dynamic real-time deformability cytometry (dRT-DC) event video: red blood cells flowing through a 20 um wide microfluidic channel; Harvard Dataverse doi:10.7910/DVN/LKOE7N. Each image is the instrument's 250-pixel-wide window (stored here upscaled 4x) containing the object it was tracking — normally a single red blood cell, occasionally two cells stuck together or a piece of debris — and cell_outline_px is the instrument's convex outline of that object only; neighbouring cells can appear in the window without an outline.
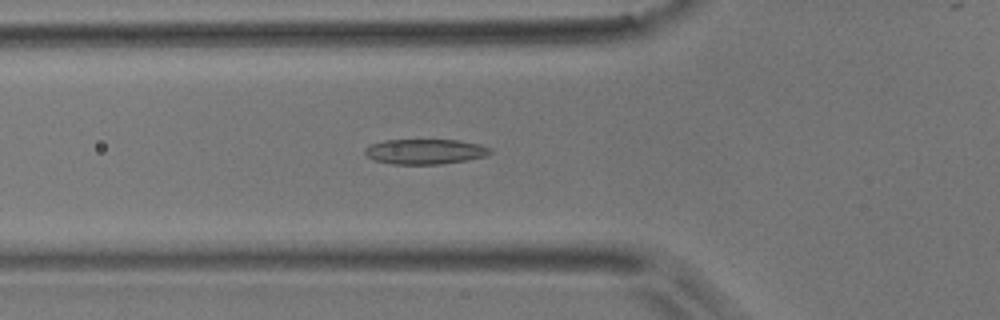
{"species": "common noctule bat (a hibernating species)", "species_latin": "Nyctalus noctula", "temperature_condition": "room temperature", "stored_images_in_passage": 46, "camera_frame_rate_fps": 3000, "um_per_image_px": 0.085, "animal": {"sex": "male", "body_mass_g": 17.9}, "frame": {"image": 1, "passage_image": 14, "time_ms": 4.333, "image_size_px": [1000, 320], "cell_outline_px": [[492, 152], [488, 156], [468, 160], [440, 164], [392, 164], [376, 160], [368, 156], [364, 152], [364, 148], [372, 144], [384, 140], [460, 140], [480, 144], [492, 148]], "centroid_in_image_um": [36.2, 12.88], "position_along_channel_um": 89.6, "area_um2": 18.44}}
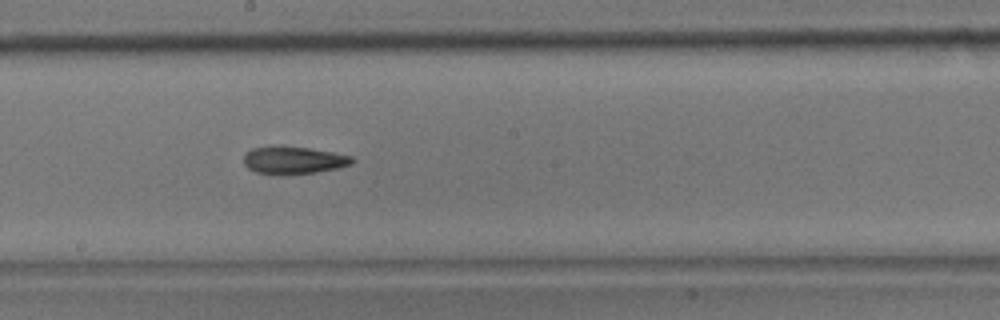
{"frame": {"image": 2, "passage_image": 24, "time_ms": 7.667, "image_size_px": [1000, 320], "cell_outline_px": [[356, 160], [352, 164], [336, 168], [316, 172], [280, 176], [256, 172], [248, 168], [244, 164], [244, 156], [252, 148], [308, 148], [332, 152], [352, 156]], "centroid_in_image_um": [24.98, 13.67], "position_along_channel_um": 223.2, "area_um2": 16.99}}
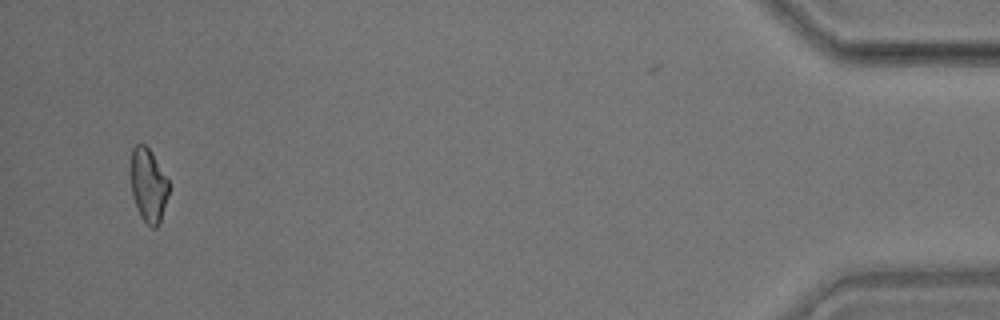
{"frame": {"image": 3, "passage_image": 45, "time_ms": 14.667, "image_size_px": [1000, 320], "cell_outline_px": [[168, 196], [160, 220], [156, 228], [152, 228], [140, 216], [136, 208], [132, 196], [132, 148], [136, 144], [144, 144], [148, 148], [168, 180]], "centroid_in_image_um": [12.61, 15.78], "position_along_channel_um": 422.6, "area_um2": 15.84}}